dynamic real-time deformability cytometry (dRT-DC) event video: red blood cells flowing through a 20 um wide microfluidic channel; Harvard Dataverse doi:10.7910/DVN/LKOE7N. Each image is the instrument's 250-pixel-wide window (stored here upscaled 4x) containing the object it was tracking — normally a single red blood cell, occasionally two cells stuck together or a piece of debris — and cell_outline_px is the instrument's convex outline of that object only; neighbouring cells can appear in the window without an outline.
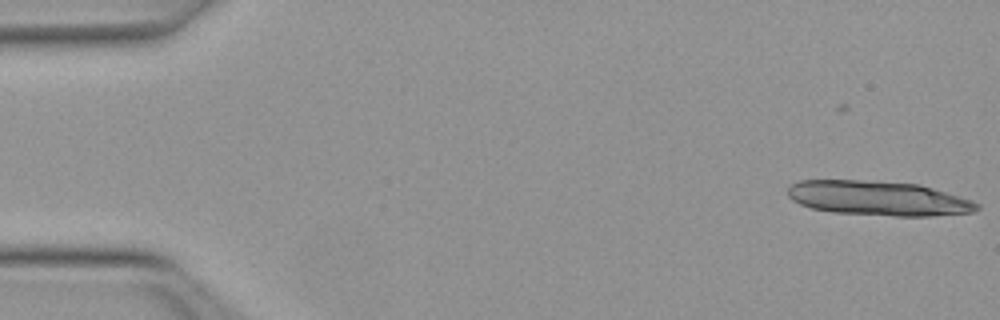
{"species": "Egyptian fruit bat (a non-hibernating species)", "species_latin": "Rousettus aegyptiacus", "temperature_condition": "warm", "stored_images_in_passage": 14, "camera_frame_rate_fps": 3000, "um_per_image_px": 0.085, "animal": {"sex": "female"}, "frame": {"image": 1, "passage_image": 1, "time_ms": 0.0, "image_size_px": [1000, 320], "cell_outline_px": [[980, 208], [972, 212], [932, 216], [896, 216], [832, 212], [812, 208], [800, 204], [792, 200], [788, 196], [788, 188], [792, 184], [800, 180], [860, 180], [920, 184], [972, 200], [980, 204]], "centroid_in_image_um": [74.66, 16.85], "position_along_channel_um": 10.3, "area_um2": 38.09}}